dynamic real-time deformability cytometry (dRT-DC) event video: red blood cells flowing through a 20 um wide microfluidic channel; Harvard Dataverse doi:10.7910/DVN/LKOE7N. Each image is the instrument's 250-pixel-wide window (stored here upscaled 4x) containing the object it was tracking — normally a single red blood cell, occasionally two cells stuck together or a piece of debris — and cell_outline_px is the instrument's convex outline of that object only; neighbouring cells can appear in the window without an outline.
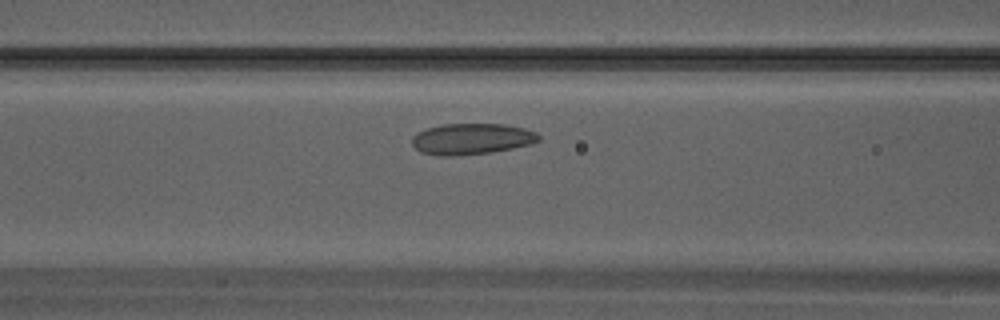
{"species": "Egyptian fruit bat (a non-hibernating species)", "species_latin": "Rousettus aegyptiacus", "temperature_condition": "warm", "stored_images_in_passage": 27, "camera_frame_rate_fps": 3000, "um_per_image_px": 0.085, "animal": {"sex": "male"}, "frame": {"image": 1, "passage_image": 8, "time_ms": 2.333, "image_size_px": [1000, 320], "cell_outline_px": [[540, 140], [532, 144], [492, 152], [456, 156], [440, 156], [420, 152], [412, 144], [412, 136], [416, 132], [440, 124], [504, 124], [524, 128], [536, 132], [540, 136]], "centroid_in_image_um": [40.08, 11.81], "position_along_channel_um": 126.5, "area_um2": 23.12}}
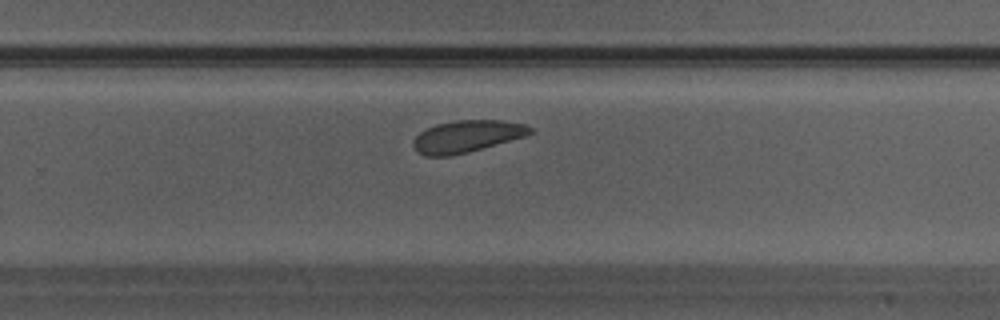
{"frame": {"image": 2, "passage_image": 16, "time_ms": 5.0, "image_size_px": [1000, 320], "cell_outline_px": [[532, 132], [524, 136], [468, 152], [452, 156], [424, 156], [416, 152], [412, 144], [416, 136], [420, 132], [436, 124], [456, 120], [504, 120], [524, 124], [532, 128]], "centroid_in_image_um": [39.64, 11.59], "position_along_channel_um": 290.2, "area_um2": 21.68}}